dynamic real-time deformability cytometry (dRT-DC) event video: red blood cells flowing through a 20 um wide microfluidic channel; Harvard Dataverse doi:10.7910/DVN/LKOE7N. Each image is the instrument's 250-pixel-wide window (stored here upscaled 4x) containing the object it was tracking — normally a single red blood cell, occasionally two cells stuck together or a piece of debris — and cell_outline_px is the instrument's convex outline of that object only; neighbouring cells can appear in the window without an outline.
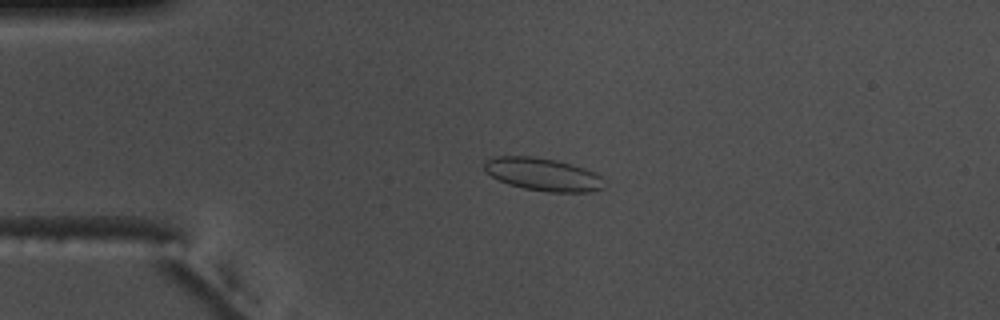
{"species": "common noctule bat (a hibernating species)", "species_latin": "Nyctalus noctula", "temperature_condition": "warm", "stored_images_in_passage": 56, "camera_frame_rate_fps": 3000, "um_per_image_px": 0.085, "animal": {"sex": "male", "body_mass_g": 17.5, "forearm_length_mm": 52.3}, "frame": {"image": 1, "passage_image": 14, "time_ms": 4.333, "image_size_px": [1000, 320], "cell_outline_px": [[604, 188], [592, 192], [548, 192], [524, 188], [508, 184], [484, 172], [484, 164], [488, 160], [496, 156], [532, 156], [556, 160], [584, 168], [596, 172], [600, 176]], "centroid_in_image_um": [46.15, 14.82], "position_along_channel_um": 38.8, "area_um2": 22.83}}
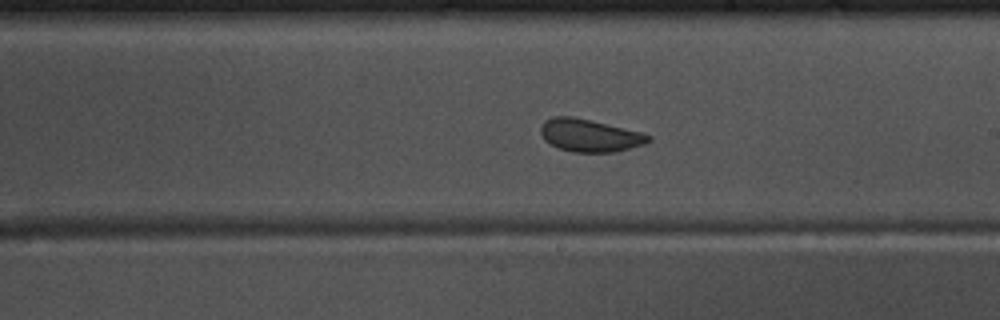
{"frame": {"image": 2, "passage_image": 33, "time_ms": 10.667, "image_size_px": [1000, 320], "cell_outline_px": [[652, 140], [644, 144], [612, 152], [572, 152], [560, 148], [544, 140], [540, 132], [540, 128], [544, 120], [552, 116], [572, 116], [640, 132], [652, 136]], "centroid_in_image_um": [50.09, 11.5], "position_along_channel_um": 238.9, "area_um2": 20.23}}
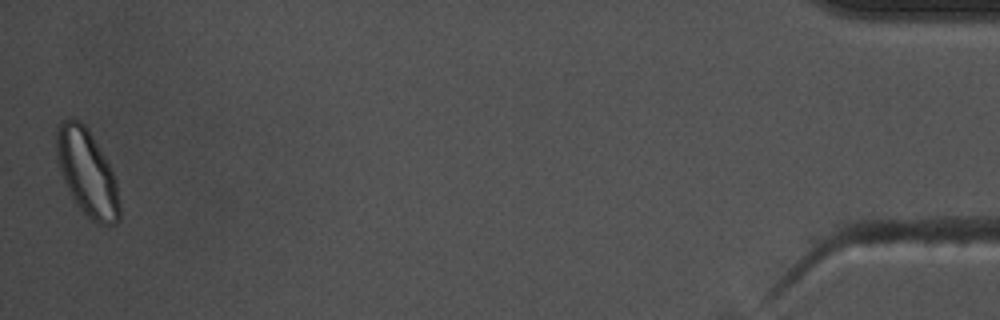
{"frame": {"image": 3, "passage_image": 56, "time_ms": 18.333, "image_size_px": [1000, 320], "cell_outline_px": [[120, 220], [116, 224], [100, 224], [92, 220], [76, 204], [64, 180], [56, 156], [56, 132], [60, 120], [68, 116], [80, 120], [84, 124], [104, 156], [116, 180], [120, 204]], "centroid_in_image_um": [7.39, 14.65], "position_along_channel_um": 427.8, "area_um2": 31.44}, "authors_computed_cell_mechanics": {"area_um2": 22.2241, "velocity_mm_per_s": 3.6657, "shape_relaxation_time_tau1_ms": 4.1799, "shape_relaxation_time_tau2_ms": 0.9382, "deformation_change_tau1": 0.0887, "deformation_change_tau2": 0.0562}}